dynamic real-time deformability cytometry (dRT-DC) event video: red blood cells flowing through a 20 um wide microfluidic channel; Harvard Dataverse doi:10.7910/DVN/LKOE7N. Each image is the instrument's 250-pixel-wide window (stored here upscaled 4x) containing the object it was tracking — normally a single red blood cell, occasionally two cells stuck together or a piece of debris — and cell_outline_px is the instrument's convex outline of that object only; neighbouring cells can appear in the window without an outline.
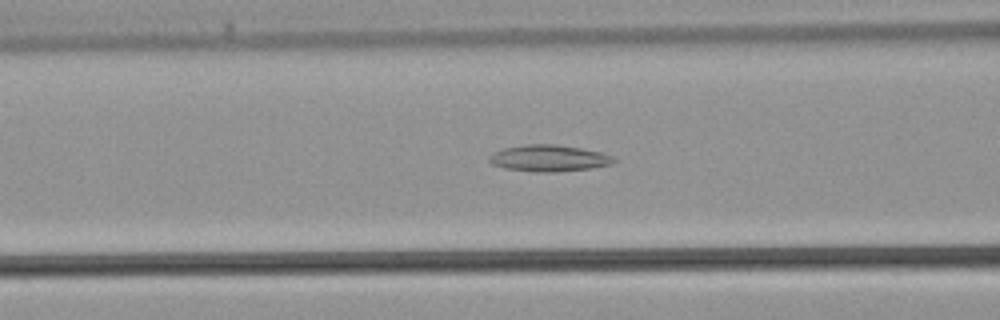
{"species": "common noctule bat (a hibernating species)", "species_latin": "Nyctalus noctula", "temperature_condition": "warm", "stored_images_in_passage": 23, "camera_frame_rate_fps": 3000, "um_per_image_px": 0.085, "animal": {"sex": "male", "body_mass_g": 21.5, "forearm_length_mm": 52.0}, "frame": {"image": 1, "passage_image": 6, "time_ms": 1.667, "image_size_px": [1000, 320], "cell_outline_px": [[616, 160], [612, 164], [592, 168], [556, 172], [532, 172], [504, 168], [492, 164], [488, 160], [492, 152], [504, 148], [528, 144], [556, 144], [580, 148], [600, 152], [612, 156]], "centroid_in_image_um": [46.64, 13.45], "position_along_channel_um": 120.0, "area_um2": 19.31}}
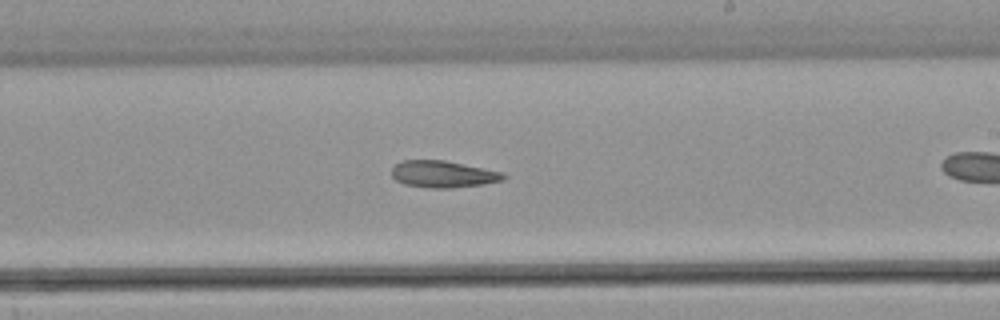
{"frame": {"image": 2, "passage_image": 14, "time_ms": 4.333, "image_size_px": [1000, 320], "cell_outline_px": [[508, 176], [504, 180], [484, 184], [452, 188], [432, 188], [404, 184], [396, 180], [392, 176], [392, 168], [396, 164], [404, 160], [444, 160], [504, 172]], "centroid_in_image_um": [37.7, 14.8], "position_along_channel_um": 251.3, "area_um2": 17.51}}
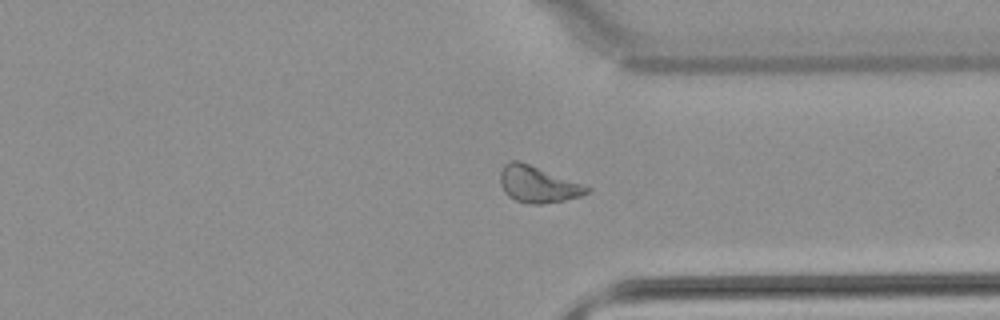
{"frame": {"image": 3, "passage_image": 21, "time_ms": 6.667, "image_size_px": [1000, 320], "cell_outline_px": [[592, 188], [588, 192], [580, 196], [564, 200], [540, 204], [528, 204], [516, 200], [508, 196], [504, 192], [500, 184], [500, 172], [504, 164], [512, 160], [520, 160]], "centroid_in_image_um": [45.67, 15.66], "position_along_channel_um": 365.7, "area_um2": 18.32}}